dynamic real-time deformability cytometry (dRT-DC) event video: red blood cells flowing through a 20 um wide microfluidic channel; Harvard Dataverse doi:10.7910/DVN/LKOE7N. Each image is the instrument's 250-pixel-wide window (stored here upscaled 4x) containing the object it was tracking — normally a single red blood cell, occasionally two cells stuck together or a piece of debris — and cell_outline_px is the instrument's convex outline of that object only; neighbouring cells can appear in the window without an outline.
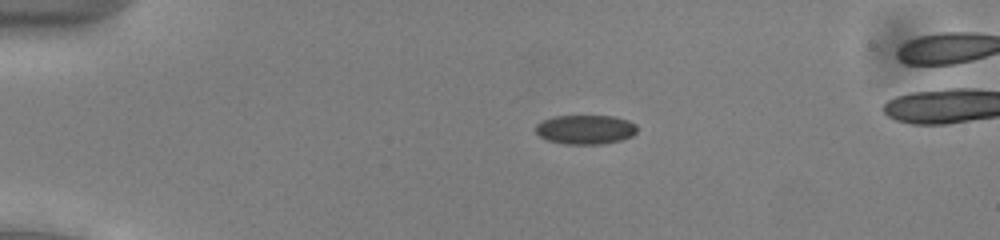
{"species": "common noctule bat (a hibernating species)", "species_latin": "Nyctalus noctula", "temperature_condition": "cold", "stored_images_in_passage": 44, "segment_of_instrument_passage": [1, 2], "camera_frame_rate_fps": 3000, "um_per_image_px": 0.085, "animal": {"sex": "male", "body_mass_g": 13.0, "forearm_length_mm": 53.1}, "frame": {"image": 1, "passage_image": 2, "time_ms": 0.333, "image_size_px": [1000, 240], "cell_outline_px": [[636, 132], [632, 136], [620, 140], [604, 144], [564, 144], [548, 140], [540, 136], [536, 132], [536, 124], [552, 116], [616, 116], [628, 120], [636, 124]], "centroid_in_image_um": [49.77, 11.0], "position_along_channel_um": 35.2, "area_um2": 17.34}}
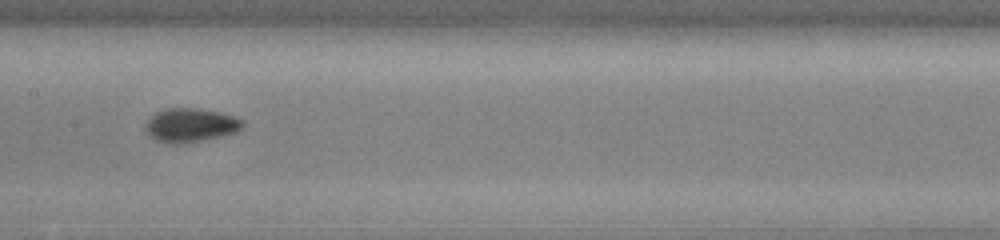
{"frame": {"image": 2, "passage_image": 18, "time_ms": 5.667, "image_size_px": [1000, 240], "cell_outline_px": [[244, 128], [236, 132], [220, 136], [180, 144], [164, 144], [148, 136], [144, 128], [144, 124], [156, 112], [164, 108], [200, 108], [220, 112], [236, 116], [244, 120]], "centroid_in_image_um": [16.19, 10.63], "position_along_channel_um": 191.2, "area_um2": 19.54}}
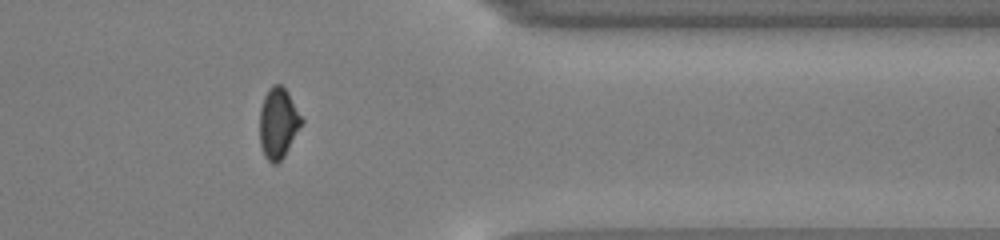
{"frame": {"image": 3, "passage_image": 34, "time_ms": 11.0, "image_size_px": [1000, 240], "cell_outline_px": [[304, 120], [284, 156], [276, 164], [272, 164], [264, 156], [260, 144], [260, 108], [264, 96], [268, 88], [272, 84], [280, 84], [288, 92]], "centroid_in_image_um": [23.64, 10.45], "position_along_channel_um": 387.8, "area_um2": 17.22}}